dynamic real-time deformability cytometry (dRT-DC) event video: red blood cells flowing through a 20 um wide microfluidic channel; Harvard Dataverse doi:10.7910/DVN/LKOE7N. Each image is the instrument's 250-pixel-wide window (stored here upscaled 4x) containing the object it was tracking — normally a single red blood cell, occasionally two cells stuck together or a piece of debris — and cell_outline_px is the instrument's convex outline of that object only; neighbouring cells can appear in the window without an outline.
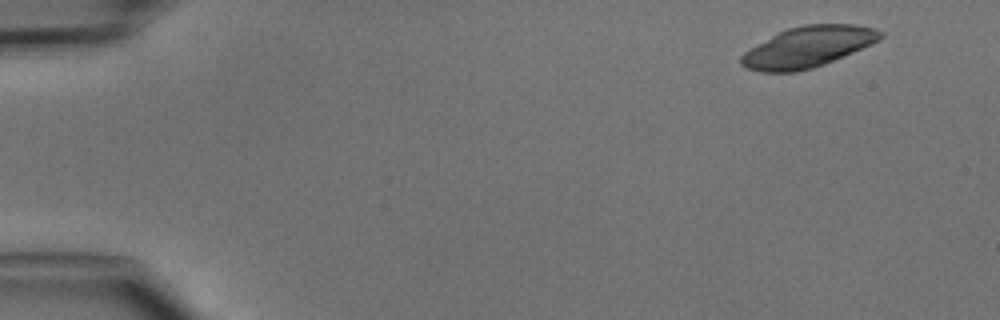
{"species": "common noctule bat (a hibernating species)", "species_latin": "Nyctalus noctula", "temperature_condition": "cold", "stored_images_in_passage": 4, "camera_frame_rate_fps": 3000, "um_per_image_px": 0.085, "animal": {"sex": "male", "body_mass_g": 15.6}, "frame": {"image": 1, "passage_image": 1, "time_ms": 0.0, "image_size_px": [1000, 320], "cell_outline_px": [[884, 36], [880, 40], [872, 44], [844, 56], [824, 64], [812, 68], [796, 72], [760, 72], [748, 68], [740, 64], [740, 56], [744, 52], [756, 44], [788, 28], [804, 24], [856, 24], [876, 28], [884, 32]], "centroid_in_image_um": [68.7, 3.98], "position_along_channel_um": 16.3, "area_um2": 33.18}}